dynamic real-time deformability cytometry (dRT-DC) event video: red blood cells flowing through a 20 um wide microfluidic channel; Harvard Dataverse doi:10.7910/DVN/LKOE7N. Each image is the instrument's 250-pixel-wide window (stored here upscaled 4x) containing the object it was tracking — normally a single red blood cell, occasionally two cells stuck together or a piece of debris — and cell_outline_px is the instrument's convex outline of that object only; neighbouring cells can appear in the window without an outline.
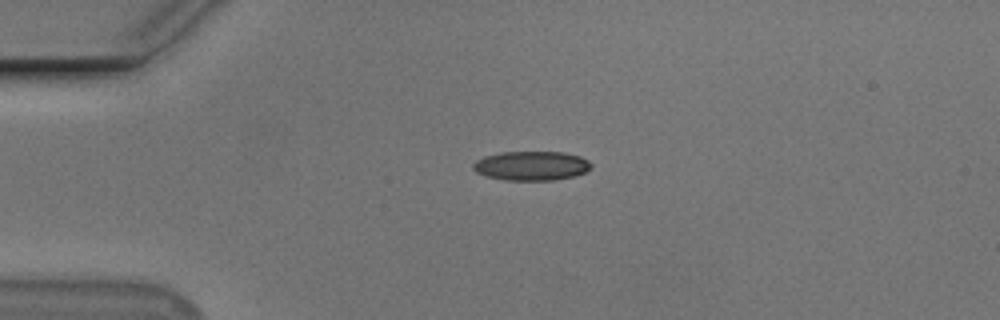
{"species": "Egyptian fruit bat (a non-hibernating species)", "species_latin": "Rousettus aegyptiacus", "temperature_condition": "cold", "stored_images_in_passage": 44, "camera_frame_rate_fps": 3000, "um_per_image_px": 0.085, "animal": {"sex": "male"}, "frame": {"image": 1, "passage_image": 1, "time_ms": 0.0, "image_size_px": [1000, 320], "cell_outline_px": [[592, 168], [576, 176], [556, 180], [504, 180], [484, 176], [476, 172], [472, 168], [472, 164], [476, 160], [484, 156], [500, 152], [564, 152], [580, 156], [588, 160], [592, 164]], "centroid_in_image_um": [45.17, 14.09], "position_along_channel_um": 39.8, "area_um2": 20.4}}
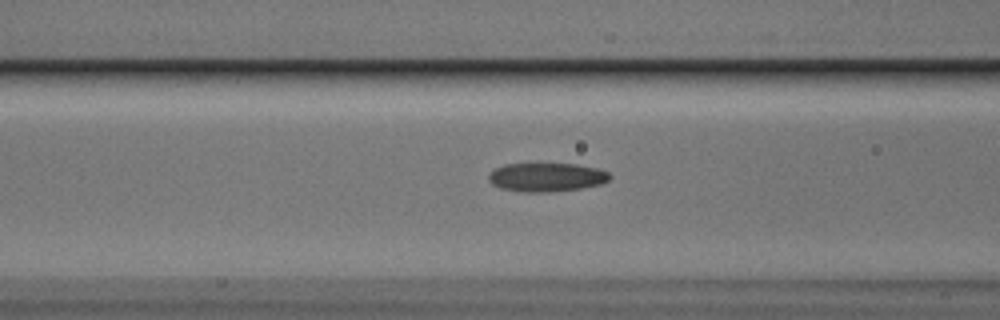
{"frame": {"image": 2, "passage_image": 10, "time_ms": 3.0, "image_size_px": [1000, 320], "cell_outline_px": [[612, 176], [608, 180], [600, 184], [580, 188], [548, 192], [524, 192], [500, 188], [492, 184], [488, 180], [488, 176], [496, 168], [504, 164], [576, 164], [596, 168], [608, 172]], "centroid_in_image_um": [46.44, 15.06], "position_along_channel_um": 120.2, "area_um2": 20.11}}
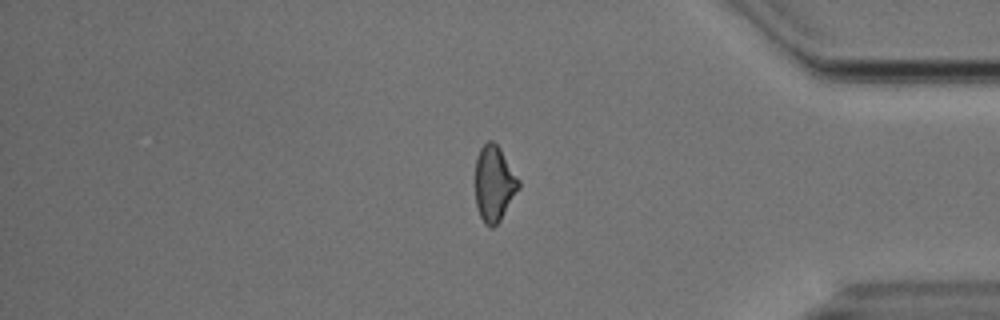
{"frame": {"image": 3, "passage_image": 34, "time_ms": 11.0, "image_size_px": [1000, 320], "cell_outline_px": [[520, 188], [500, 220], [492, 228], [484, 224], [480, 216], [476, 204], [476, 160], [480, 148], [488, 140], [492, 140], [500, 148], [520, 180]], "centroid_in_image_um": [42.01, 15.61], "position_along_channel_um": 393.2, "area_um2": 19.07}, "authors_computed_cell_mechanics": {"area_um2": 20.0277, "velocity_mm_per_s": 3.7264, "shape_relaxation_time_tau1_ms": 4.8421, "shape_relaxation_time_tau2_ms": 3.2547, "deformation_change_tau1": 0.118, "deformation_change_tau2": 0.0989}}